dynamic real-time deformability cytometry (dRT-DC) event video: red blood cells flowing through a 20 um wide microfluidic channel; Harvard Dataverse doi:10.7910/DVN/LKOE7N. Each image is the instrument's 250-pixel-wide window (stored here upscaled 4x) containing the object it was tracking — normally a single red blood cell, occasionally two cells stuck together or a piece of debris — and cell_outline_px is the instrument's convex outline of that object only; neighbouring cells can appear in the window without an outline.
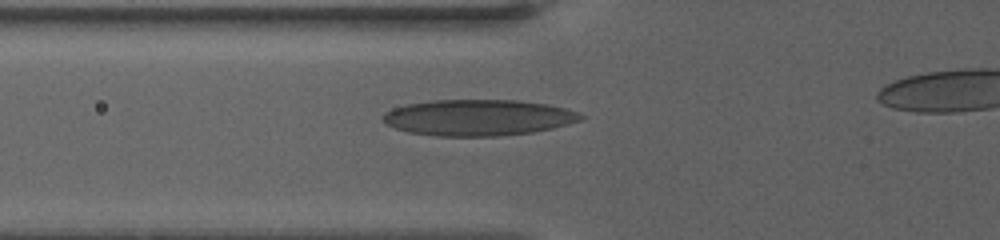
{"species": "human", "species_latin": "Homo sapiens", "temperature_condition": "warm", "stored_images_in_passage": 5, "camera_frame_rate_fps": 3000, "um_per_image_px": 0.085, "donor": {"sex": "female"}, "frame": {"image": 1, "passage_image": 2, "time_ms": 0.667, "image_size_px": [1000, 240], "cell_outline_px": [[584, 116], [580, 120], [568, 124], [552, 128], [532, 132], [500, 136], [436, 136], [408, 132], [396, 128], [388, 124], [384, 120], [384, 112], [408, 104], [432, 100], [516, 100], [544, 104], [564, 108], [580, 112]], "centroid_in_image_um": [40.67, 10.0], "position_along_channel_um": 85.1, "area_um2": 41.33}}
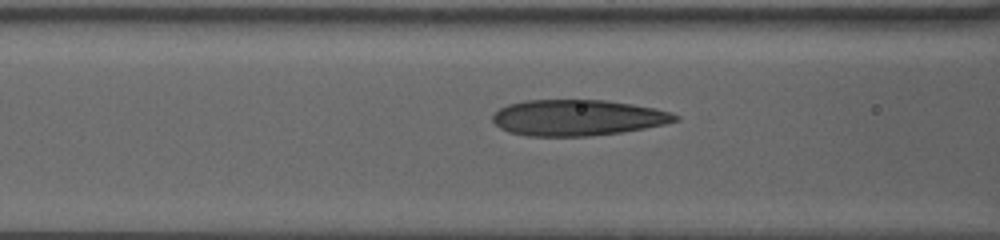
{"frame": {"image": 2, "passage_image": 4, "time_ms": 1.667, "image_size_px": [1000, 240], "cell_outline_px": [[680, 120], [664, 124], [644, 128], [620, 132], [588, 136], [528, 136], [508, 132], [500, 128], [492, 120], [492, 116], [500, 108], [508, 104], [524, 100], [604, 100], [632, 104], [656, 108], [680, 116]], "centroid_in_image_um": [49.08, 10.0], "position_along_channel_um": 117.5, "area_um2": 38.21}}